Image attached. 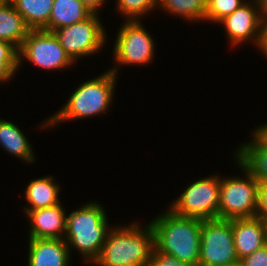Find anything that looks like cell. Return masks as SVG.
I'll list each match as a JSON object with an SVG mask.
<instances>
[{"label": "cell", "mask_w": 267, "mask_h": 266, "mask_svg": "<svg viewBox=\"0 0 267 266\" xmlns=\"http://www.w3.org/2000/svg\"><path fill=\"white\" fill-rule=\"evenodd\" d=\"M202 221L176 215L170 209L155 217L150 222L155 248L190 266H198Z\"/></svg>", "instance_id": "1"}, {"label": "cell", "mask_w": 267, "mask_h": 266, "mask_svg": "<svg viewBox=\"0 0 267 266\" xmlns=\"http://www.w3.org/2000/svg\"><path fill=\"white\" fill-rule=\"evenodd\" d=\"M154 247V231L150 223L145 228L135 223L118 226L108 232L94 263L98 266H150Z\"/></svg>", "instance_id": "2"}, {"label": "cell", "mask_w": 267, "mask_h": 266, "mask_svg": "<svg viewBox=\"0 0 267 266\" xmlns=\"http://www.w3.org/2000/svg\"><path fill=\"white\" fill-rule=\"evenodd\" d=\"M105 210L98 202H89L66 216L64 240L69 251L76 248L85 263L95 262L110 231Z\"/></svg>", "instance_id": "3"}, {"label": "cell", "mask_w": 267, "mask_h": 266, "mask_svg": "<svg viewBox=\"0 0 267 266\" xmlns=\"http://www.w3.org/2000/svg\"><path fill=\"white\" fill-rule=\"evenodd\" d=\"M117 76L108 70L95 79L80 84L69 100L41 127H51L63 121L83 119L105 113L114 96Z\"/></svg>", "instance_id": "4"}, {"label": "cell", "mask_w": 267, "mask_h": 266, "mask_svg": "<svg viewBox=\"0 0 267 266\" xmlns=\"http://www.w3.org/2000/svg\"><path fill=\"white\" fill-rule=\"evenodd\" d=\"M246 173L244 179L237 176L220 178L218 219L232 220L256 217L258 181L239 162Z\"/></svg>", "instance_id": "5"}, {"label": "cell", "mask_w": 267, "mask_h": 266, "mask_svg": "<svg viewBox=\"0 0 267 266\" xmlns=\"http://www.w3.org/2000/svg\"><path fill=\"white\" fill-rule=\"evenodd\" d=\"M219 194L220 177H204L190 184L169 209L183 217L218 219Z\"/></svg>", "instance_id": "6"}, {"label": "cell", "mask_w": 267, "mask_h": 266, "mask_svg": "<svg viewBox=\"0 0 267 266\" xmlns=\"http://www.w3.org/2000/svg\"><path fill=\"white\" fill-rule=\"evenodd\" d=\"M236 262L239 259L233 241L232 220H203L198 266H228Z\"/></svg>", "instance_id": "7"}, {"label": "cell", "mask_w": 267, "mask_h": 266, "mask_svg": "<svg viewBox=\"0 0 267 266\" xmlns=\"http://www.w3.org/2000/svg\"><path fill=\"white\" fill-rule=\"evenodd\" d=\"M52 32L74 63L77 58L97 53L103 48L107 39L98 13H92L81 22L58 28Z\"/></svg>", "instance_id": "8"}, {"label": "cell", "mask_w": 267, "mask_h": 266, "mask_svg": "<svg viewBox=\"0 0 267 266\" xmlns=\"http://www.w3.org/2000/svg\"><path fill=\"white\" fill-rule=\"evenodd\" d=\"M114 49L116 67L110 69L117 76V65H146L154 58V39L139 20L125 21L120 28Z\"/></svg>", "instance_id": "9"}, {"label": "cell", "mask_w": 267, "mask_h": 266, "mask_svg": "<svg viewBox=\"0 0 267 266\" xmlns=\"http://www.w3.org/2000/svg\"><path fill=\"white\" fill-rule=\"evenodd\" d=\"M19 67L22 59L40 68L57 70L73 65V60L65 52L55 34L50 31L30 30L18 50Z\"/></svg>", "instance_id": "10"}, {"label": "cell", "mask_w": 267, "mask_h": 266, "mask_svg": "<svg viewBox=\"0 0 267 266\" xmlns=\"http://www.w3.org/2000/svg\"><path fill=\"white\" fill-rule=\"evenodd\" d=\"M261 21L258 5L254 0L253 2H245L219 23L223 24L232 46H239L241 43L248 42L251 39L257 46Z\"/></svg>", "instance_id": "11"}, {"label": "cell", "mask_w": 267, "mask_h": 266, "mask_svg": "<svg viewBox=\"0 0 267 266\" xmlns=\"http://www.w3.org/2000/svg\"><path fill=\"white\" fill-rule=\"evenodd\" d=\"M62 206L57 204L36 210H25L31 222L29 238L63 239L67 215Z\"/></svg>", "instance_id": "12"}, {"label": "cell", "mask_w": 267, "mask_h": 266, "mask_svg": "<svg viewBox=\"0 0 267 266\" xmlns=\"http://www.w3.org/2000/svg\"><path fill=\"white\" fill-rule=\"evenodd\" d=\"M232 230L239 260L267 244L265 223L261 218L232 219Z\"/></svg>", "instance_id": "13"}, {"label": "cell", "mask_w": 267, "mask_h": 266, "mask_svg": "<svg viewBox=\"0 0 267 266\" xmlns=\"http://www.w3.org/2000/svg\"><path fill=\"white\" fill-rule=\"evenodd\" d=\"M27 266H69L70 252L64 239L29 238Z\"/></svg>", "instance_id": "14"}, {"label": "cell", "mask_w": 267, "mask_h": 266, "mask_svg": "<svg viewBox=\"0 0 267 266\" xmlns=\"http://www.w3.org/2000/svg\"><path fill=\"white\" fill-rule=\"evenodd\" d=\"M30 30L10 0L0 1V40L11 43L19 50Z\"/></svg>", "instance_id": "15"}, {"label": "cell", "mask_w": 267, "mask_h": 266, "mask_svg": "<svg viewBox=\"0 0 267 266\" xmlns=\"http://www.w3.org/2000/svg\"><path fill=\"white\" fill-rule=\"evenodd\" d=\"M93 12L81 0H54L48 25L45 31L81 22Z\"/></svg>", "instance_id": "16"}, {"label": "cell", "mask_w": 267, "mask_h": 266, "mask_svg": "<svg viewBox=\"0 0 267 266\" xmlns=\"http://www.w3.org/2000/svg\"><path fill=\"white\" fill-rule=\"evenodd\" d=\"M53 179L52 176H46L29 182L25 197L31 206L24 207V210H36L60 204L58 199L60 186Z\"/></svg>", "instance_id": "17"}, {"label": "cell", "mask_w": 267, "mask_h": 266, "mask_svg": "<svg viewBox=\"0 0 267 266\" xmlns=\"http://www.w3.org/2000/svg\"><path fill=\"white\" fill-rule=\"evenodd\" d=\"M235 157L258 182L267 181V149L254 138L249 143L242 144L236 151Z\"/></svg>", "instance_id": "18"}, {"label": "cell", "mask_w": 267, "mask_h": 266, "mask_svg": "<svg viewBox=\"0 0 267 266\" xmlns=\"http://www.w3.org/2000/svg\"><path fill=\"white\" fill-rule=\"evenodd\" d=\"M0 145L6 152L23 159L25 162H34L35 154L32 152L31 145L24 133L17 125L4 119H0Z\"/></svg>", "instance_id": "19"}, {"label": "cell", "mask_w": 267, "mask_h": 266, "mask_svg": "<svg viewBox=\"0 0 267 266\" xmlns=\"http://www.w3.org/2000/svg\"><path fill=\"white\" fill-rule=\"evenodd\" d=\"M54 0H10L31 30L44 29L49 22Z\"/></svg>", "instance_id": "20"}, {"label": "cell", "mask_w": 267, "mask_h": 266, "mask_svg": "<svg viewBox=\"0 0 267 266\" xmlns=\"http://www.w3.org/2000/svg\"><path fill=\"white\" fill-rule=\"evenodd\" d=\"M207 2L208 0H157V6L174 16L199 22V20L204 21Z\"/></svg>", "instance_id": "21"}, {"label": "cell", "mask_w": 267, "mask_h": 266, "mask_svg": "<svg viewBox=\"0 0 267 266\" xmlns=\"http://www.w3.org/2000/svg\"><path fill=\"white\" fill-rule=\"evenodd\" d=\"M18 49L7 41L0 40V82L15 77L19 69Z\"/></svg>", "instance_id": "22"}, {"label": "cell", "mask_w": 267, "mask_h": 266, "mask_svg": "<svg viewBox=\"0 0 267 266\" xmlns=\"http://www.w3.org/2000/svg\"><path fill=\"white\" fill-rule=\"evenodd\" d=\"M245 2L244 0H208L204 20L219 23Z\"/></svg>", "instance_id": "23"}, {"label": "cell", "mask_w": 267, "mask_h": 266, "mask_svg": "<svg viewBox=\"0 0 267 266\" xmlns=\"http://www.w3.org/2000/svg\"><path fill=\"white\" fill-rule=\"evenodd\" d=\"M117 11L128 21L140 20L139 17L157 7V0H117Z\"/></svg>", "instance_id": "24"}, {"label": "cell", "mask_w": 267, "mask_h": 266, "mask_svg": "<svg viewBox=\"0 0 267 266\" xmlns=\"http://www.w3.org/2000/svg\"><path fill=\"white\" fill-rule=\"evenodd\" d=\"M150 266H190V265L180 261L173 255L158 251L154 247Z\"/></svg>", "instance_id": "25"}, {"label": "cell", "mask_w": 267, "mask_h": 266, "mask_svg": "<svg viewBox=\"0 0 267 266\" xmlns=\"http://www.w3.org/2000/svg\"><path fill=\"white\" fill-rule=\"evenodd\" d=\"M242 266H267V244L239 260Z\"/></svg>", "instance_id": "26"}, {"label": "cell", "mask_w": 267, "mask_h": 266, "mask_svg": "<svg viewBox=\"0 0 267 266\" xmlns=\"http://www.w3.org/2000/svg\"><path fill=\"white\" fill-rule=\"evenodd\" d=\"M256 217L267 221V181L258 182Z\"/></svg>", "instance_id": "27"}, {"label": "cell", "mask_w": 267, "mask_h": 266, "mask_svg": "<svg viewBox=\"0 0 267 266\" xmlns=\"http://www.w3.org/2000/svg\"><path fill=\"white\" fill-rule=\"evenodd\" d=\"M257 46H259V50H261L264 55L267 57V19H262L260 25V36Z\"/></svg>", "instance_id": "28"}, {"label": "cell", "mask_w": 267, "mask_h": 266, "mask_svg": "<svg viewBox=\"0 0 267 266\" xmlns=\"http://www.w3.org/2000/svg\"><path fill=\"white\" fill-rule=\"evenodd\" d=\"M252 136L261 146L267 149V124L255 129Z\"/></svg>", "instance_id": "29"}, {"label": "cell", "mask_w": 267, "mask_h": 266, "mask_svg": "<svg viewBox=\"0 0 267 266\" xmlns=\"http://www.w3.org/2000/svg\"><path fill=\"white\" fill-rule=\"evenodd\" d=\"M93 13H98L106 0H81ZM102 5V6H101Z\"/></svg>", "instance_id": "30"}, {"label": "cell", "mask_w": 267, "mask_h": 266, "mask_svg": "<svg viewBox=\"0 0 267 266\" xmlns=\"http://www.w3.org/2000/svg\"><path fill=\"white\" fill-rule=\"evenodd\" d=\"M262 19H267V0H256Z\"/></svg>", "instance_id": "31"}, {"label": "cell", "mask_w": 267, "mask_h": 266, "mask_svg": "<svg viewBox=\"0 0 267 266\" xmlns=\"http://www.w3.org/2000/svg\"><path fill=\"white\" fill-rule=\"evenodd\" d=\"M228 266H242L240 262H236L234 264L228 265Z\"/></svg>", "instance_id": "32"}, {"label": "cell", "mask_w": 267, "mask_h": 266, "mask_svg": "<svg viewBox=\"0 0 267 266\" xmlns=\"http://www.w3.org/2000/svg\"><path fill=\"white\" fill-rule=\"evenodd\" d=\"M265 223V228H266V242H267V221H264Z\"/></svg>", "instance_id": "33"}]
</instances>
